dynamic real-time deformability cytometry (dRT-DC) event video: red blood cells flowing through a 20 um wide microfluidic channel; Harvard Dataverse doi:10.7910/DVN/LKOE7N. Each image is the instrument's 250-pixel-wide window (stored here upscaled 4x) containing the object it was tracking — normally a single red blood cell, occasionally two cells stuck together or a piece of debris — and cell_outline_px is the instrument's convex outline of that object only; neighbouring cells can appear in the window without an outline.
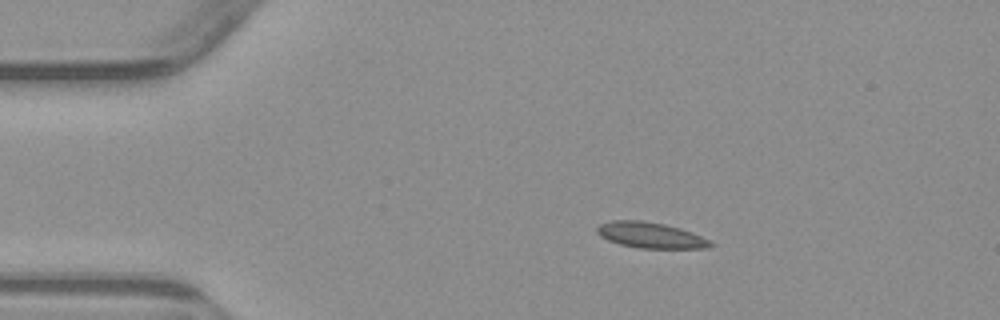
{"species": "common noctule bat (a hibernating species)", "species_latin": "Nyctalus noctula", "temperature_condition": "warm", "stored_images_in_passage": 4, "camera_frame_rate_fps": 3000, "um_per_image_px": 0.085, "animal": {"sex": "male", "body_mass_g": 23.1, "forearm_length_mm": 52.7}, "frame": {"image": 1, "passage_image": 2, "time_ms": 1.333, "image_size_px": [1000, 320], "cell_outline_px": [[716, 244], [704, 248], [640, 248], [620, 244], [608, 240], [600, 236], [596, 232], [596, 228], [600, 224], [612, 220], [640, 220], [664, 224], [680, 228], [692, 232], [712, 240]], "centroid_in_image_um": [55.32, 19.99], "position_along_channel_um": 29.7, "area_um2": 17.11}}
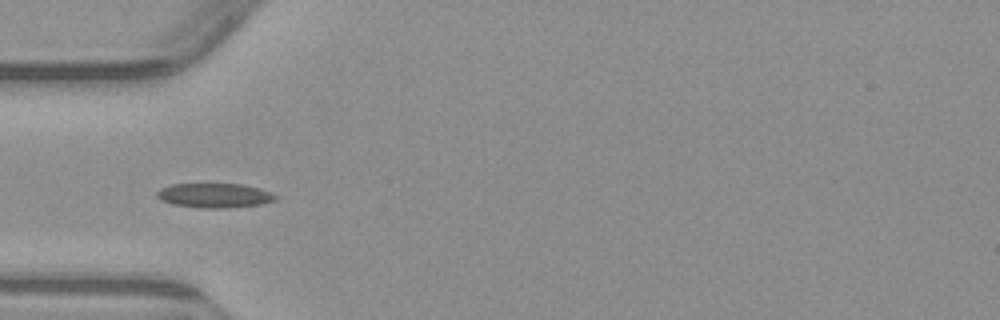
{"frame": {"image": 2, "passage_image": 4, "time_ms": 3.667, "image_size_px": [1000, 320], "cell_outline_px": [[280, 196], [276, 200], [260, 204], [228, 208], [200, 208], [172, 204], [160, 200], [156, 196], [156, 192], [160, 188], [172, 184], [244, 184], [260, 188], [272, 192]], "centroid_in_image_um": [18.26, 16.61], "position_along_channel_um": 66.7, "area_um2": 17.17}}